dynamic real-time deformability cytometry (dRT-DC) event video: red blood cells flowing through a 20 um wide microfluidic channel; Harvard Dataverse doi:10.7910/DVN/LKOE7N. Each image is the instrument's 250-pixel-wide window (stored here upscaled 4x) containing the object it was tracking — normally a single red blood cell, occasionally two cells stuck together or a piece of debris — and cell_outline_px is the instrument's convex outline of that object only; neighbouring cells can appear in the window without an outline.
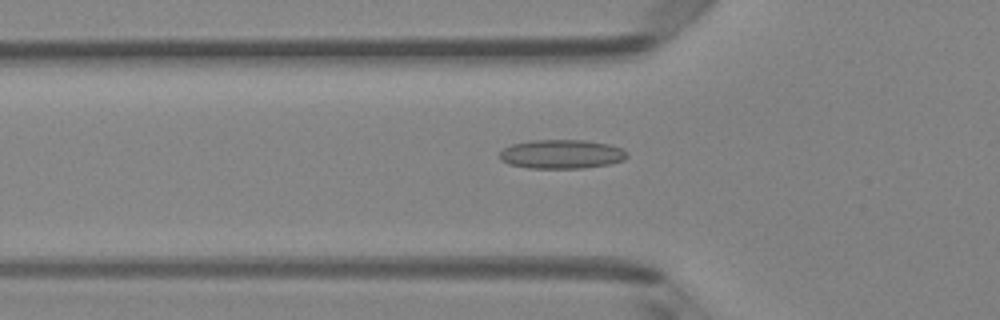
{"species": "Egyptian fruit bat (a non-hibernating species)", "species_latin": "Rousettus aegyptiacus", "temperature_condition": "room temperature", "stored_images_in_passage": 34, "camera_frame_rate_fps": 3000, "um_per_image_px": 0.085, "animal": {"sex": "female"}, "frame": {"image": 1, "passage_image": 2, "time_ms": 0.333, "image_size_px": [1000, 320], "cell_outline_px": [[628, 156], [624, 160], [608, 164], [580, 168], [528, 168], [508, 164], [500, 160], [500, 152], [504, 148], [512, 144], [532, 140], [584, 140], [608, 144], [624, 148], [628, 152]], "centroid_in_image_um": [47.74, 13.1], "position_along_channel_um": 78.1, "area_um2": 21.62}}
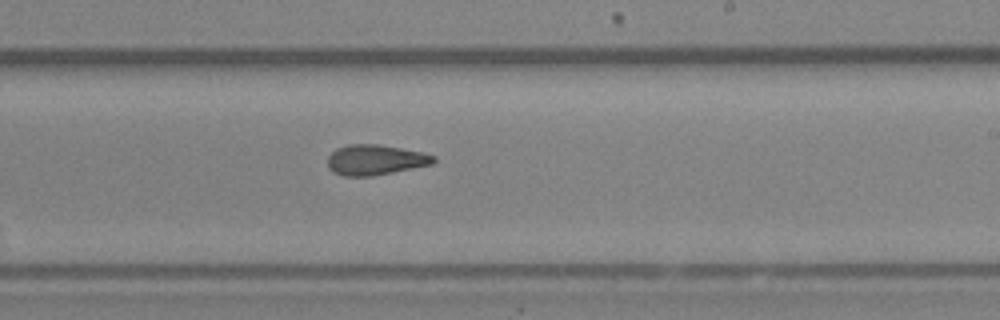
{"frame": {"image": 2, "passage_image": 15, "time_ms": 4.667, "image_size_px": [1000, 320], "cell_outline_px": [[436, 160], [432, 164], [372, 176], [344, 176], [332, 172], [328, 168], [328, 156], [336, 148], [348, 144], [376, 144], [400, 148], [420, 152], [436, 156]], "centroid_in_image_um": [31.86, 13.59], "position_along_channel_um": 257.1, "area_um2": 18.61}}
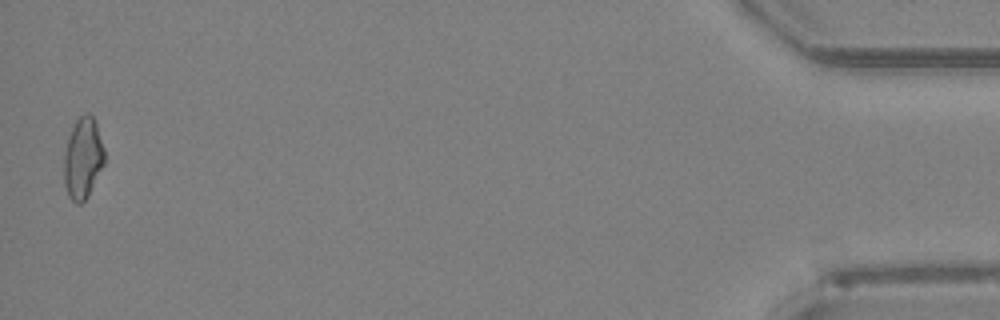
{"frame": {"image": 3, "passage_image": 34, "time_ms": 11.0, "image_size_px": [1000, 320], "cell_outline_px": [[104, 164], [88, 196], [80, 204], [76, 204], [68, 196], [64, 184], [64, 152], [68, 136], [76, 120], [84, 112], [88, 112], [92, 116], [96, 124], [104, 148]], "centroid_in_image_um": [7.03, 13.45], "position_along_channel_um": 428.2, "area_um2": 19.19}, "authors_computed_cell_mechanics": {"area_um2": 18.6983, "velocity_mm_per_s": 4.1401, "shape_relaxation_time_tau1_ms": null, "shape_relaxation_time_tau2_ms": 1.9602, "deformation_change_tau1": null, "deformation_change_tau2": 0.0959}}